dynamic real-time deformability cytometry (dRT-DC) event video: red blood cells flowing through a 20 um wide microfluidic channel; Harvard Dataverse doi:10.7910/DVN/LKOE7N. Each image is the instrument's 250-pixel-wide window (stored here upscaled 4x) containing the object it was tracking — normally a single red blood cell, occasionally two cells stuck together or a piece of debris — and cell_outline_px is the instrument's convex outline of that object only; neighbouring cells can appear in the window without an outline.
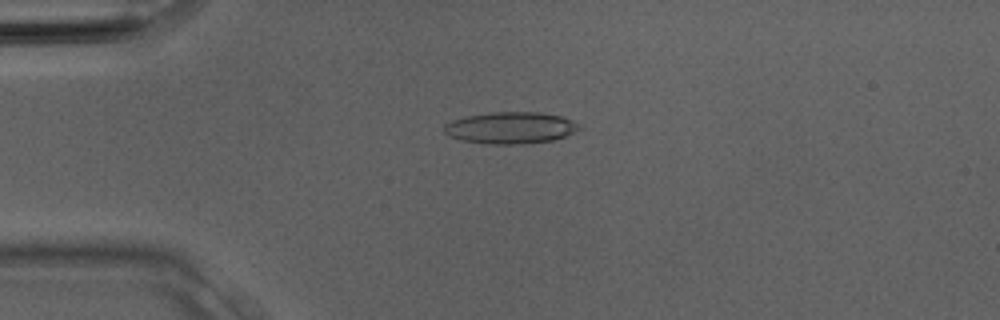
{"species": "Egyptian fruit bat (a non-hibernating species)", "species_latin": "Rousettus aegyptiacus", "temperature_condition": "room temperature", "stored_images_in_passage": 2, "camera_frame_rate_fps": 3000, "um_per_image_px": 0.085, "animal": {"sex": "male"}, "frame": {"image": 1, "passage_image": 2, "time_ms": 0.333, "image_size_px": [1000, 320], "cell_outline_px": [[584, 128], [576, 132], [552, 140], [524, 144], [488, 144], [464, 140], [448, 136], [444, 132], [444, 124], [452, 120], [464, 116], [488, 112], [540, 112], [560, 116], [584, 124]], "centroid_in_image_um": [43.44, 10.85], "position_along_channel_um": 41.6, "area_um2": 25.32}}